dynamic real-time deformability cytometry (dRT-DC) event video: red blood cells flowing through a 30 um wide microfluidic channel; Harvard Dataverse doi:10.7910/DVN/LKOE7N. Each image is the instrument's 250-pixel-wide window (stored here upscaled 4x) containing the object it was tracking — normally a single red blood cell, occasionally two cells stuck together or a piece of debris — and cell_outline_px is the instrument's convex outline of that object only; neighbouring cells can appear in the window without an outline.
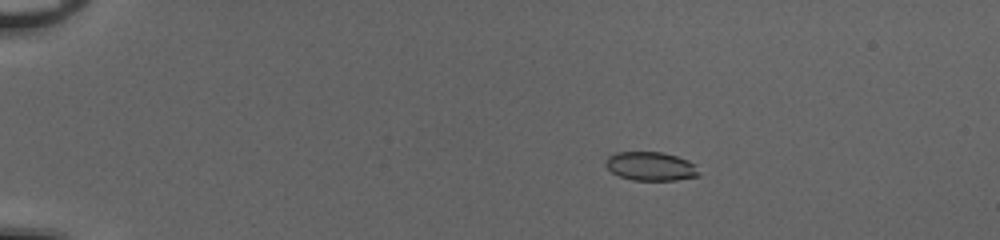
{"species": "common noctule bat (a hibernating species)", "species_latin": "Nyctalus noctula", "temperature_condition": "cold", "stored_images_in_passage": 54, "camera_frame_rate_fps": 3000, "um_per_image_px": 0.085, "animal": {"sex": "female", "body_mass_g": 20.0, "forearm_length_mm": 54.0}, "frame": {"image": 1, "passage_image": 12, "time_ms": 3.667, "image_size_px": [1000, 240], "cell_outline_px": [[700, 176], [676, 180], [632, 180], [620, 176], [612, 172], [604, 164], [604, 160], [608, 156], [616, 152], [664, 152], [688, 160], [696, 164], [700, 172]], "centroid_in_image_um": [55.33, 14.13], "position_along_channel_um": 29.7, "area_um2": 15.84}}
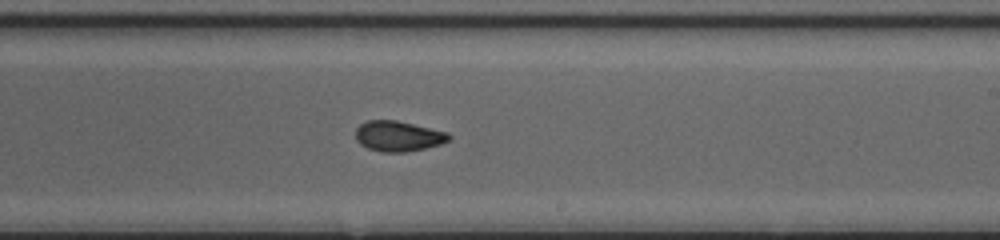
{"frame": {"image": 2, "passage_image": 35, "time_ms": 11.333, "image_size_px": [1000, 240], "cell_outline_px": [[452, 136], [448, 140], [440, 144], [424, 148], [404, 152], [384, 152], [368, 148], [360, 144], [356, 140], [356, 128], [360, 124], [368, 120], [396, 120], [448, 132]], "centroid_in_image_um": [33.84, 11.56], "position_along_channel_um": 255.2, "area_um2": 16.42}}
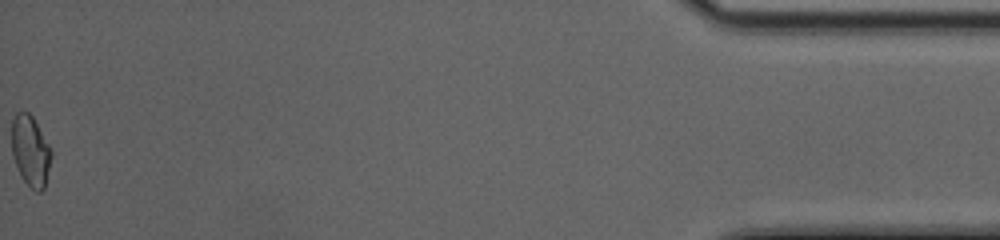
{"frame": {"image": 3, "passage_image": 54, "time_ms": 17.667, "image_size_px": [1000, 240], "cell_outline_px": [[52, 156], [44, 188], [40, 192], [36, 192], [20, 176], [12, 152], [12, 116], [16, 112], [28, 112], [32, 116], [52, 148]], "centroid_in_image_um": [2.6, 12.8], "position_along_channel_um": 432.6, "area_um2": 16.36}, "authors_computed_cell_mechanics": {"area_um2": 16.3574, "velocity_mm_per_s": 4.1454, "shape_relaxation_time_tau1_ms": 6.5173, "shape_relaxation_time_tau2_ms": 1.5402, "deformation_change_tau1": 0.1383, "deformation_change_tau2": 0.0612}}